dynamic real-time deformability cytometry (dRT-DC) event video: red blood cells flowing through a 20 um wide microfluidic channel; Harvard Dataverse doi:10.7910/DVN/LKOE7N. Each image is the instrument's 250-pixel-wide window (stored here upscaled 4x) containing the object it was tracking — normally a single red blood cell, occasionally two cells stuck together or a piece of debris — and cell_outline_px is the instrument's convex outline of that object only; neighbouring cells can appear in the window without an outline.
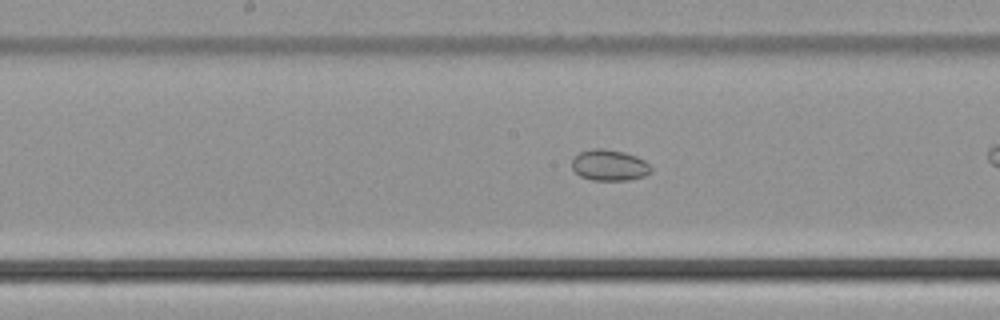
{"species": "common noctule bat (a hibernating species)", "species_latin": "Nyctalus noctula", "temperature_condition": "cold", "stored_images_in_passage": 31, "camera_frame_rate_fps": 3000, "um_per_image_px": 0.085, "animal": {"sex": "male", "body_mass_g": 21.5, "forearm_length_mm": 52.0}, "frame": {"image": 1, "passage_image": 18, "time_ms": 5.667, "image_size_px": [1000, 320], "cell_outline_px": [[652, 172], [644, 176], [628, 180], [592, 180], [580, 176], [572, 168], [572, 160], [580, 152], [592, 148], [604, 148], [624, 152], [636, 156], [644, 160], [652, 168]], "centroid_in_image_um": [51.8, 14.04], "position_along_channel_um": 196.4, "area_um2": 14.33}}